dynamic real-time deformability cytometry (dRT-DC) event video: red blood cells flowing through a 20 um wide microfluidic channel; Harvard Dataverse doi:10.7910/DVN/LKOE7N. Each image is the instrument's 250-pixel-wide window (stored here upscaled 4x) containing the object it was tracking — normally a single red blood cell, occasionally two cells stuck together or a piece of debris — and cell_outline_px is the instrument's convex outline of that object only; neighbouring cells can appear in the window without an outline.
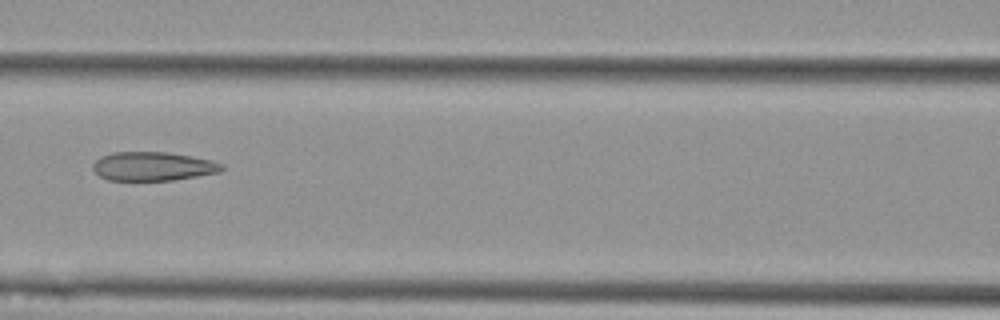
{"species": "Egyptian fruit bat (a non-hibernating species)", "species_latin": "Rousettus aegyptiacus", "temperature_condition": "cold", "stored_images_in_passage": 7, "camera_frame_rate_fps": 3000, "um_per_image_px": 0.085, "animal": {"sex": "female"}, "frame": {"image": 1, "passage_image": 5, "time_ms": 5.667, "image_size_px": [1000, 320], "cell_outline_px": [[224, 168], [220, 172], [172, 180], [108, 180], [100, 176], [92, 168], [92, 164], [100, 156], [112, 152], [168, 152], [192, 156], [212, 160], [224, 164]], "centroid_in_image_um": [13.0, 14.13], "position_along_channel_um": 153.6, "area_um2": 21.73}}
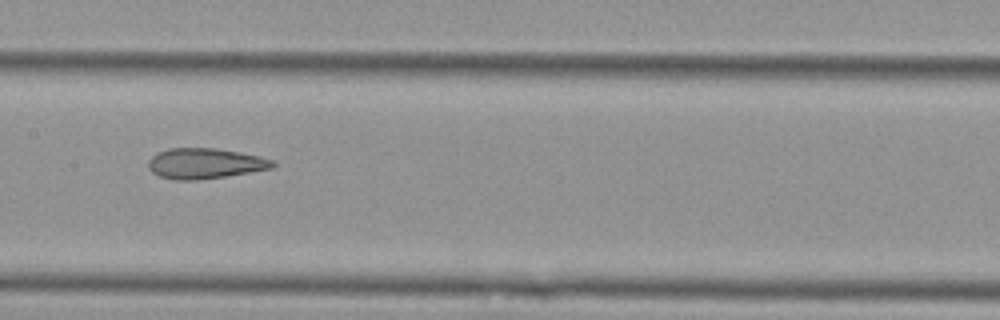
{"frame": {"image": 2, "passage_image": 6, "time_ms": 6.667, "image_size_px": [1000, 320], "cell_outline_px": [[276, 164], [272, 168], [224, 176], [196, 180], [176, 180], [160, 176], [152, 172], [148, 168], [148, 160], [156, 152], [168, 148], [216, 148], [240, 152], [260, 156], [272, 160]], "centroid_in_image_um": [17.38, 13.88], "position_along_channel_um": 190.0, "area_um2": 22.02}}
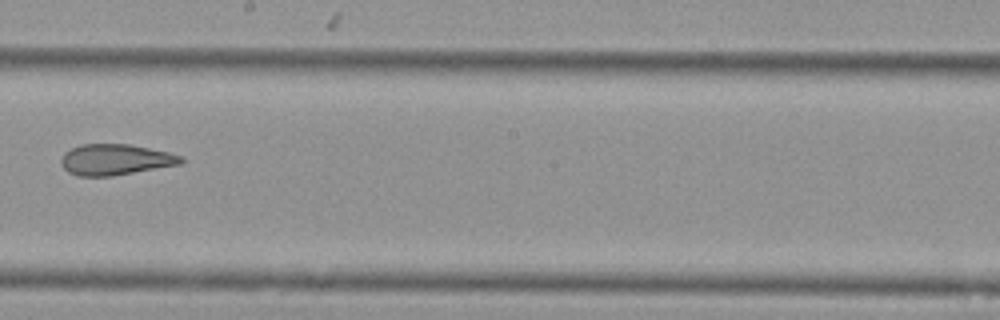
{"frame": {"image": 3, "passage_image": 7, "time_ms": 8.0, "image_size_px": [1000, 320], "cell_outline_px": [[184, 160], [180, 164], [112, 176], [76, 176], [68, 172], [60, 164], [60, 160], [64, 152], [80, 144], [128, 144], [168, 152], [184, 156]], "centroid_in_image_um": [9.78, 13.57], "position_along_channel_um": 238.4, "area_um2": 21.62}}